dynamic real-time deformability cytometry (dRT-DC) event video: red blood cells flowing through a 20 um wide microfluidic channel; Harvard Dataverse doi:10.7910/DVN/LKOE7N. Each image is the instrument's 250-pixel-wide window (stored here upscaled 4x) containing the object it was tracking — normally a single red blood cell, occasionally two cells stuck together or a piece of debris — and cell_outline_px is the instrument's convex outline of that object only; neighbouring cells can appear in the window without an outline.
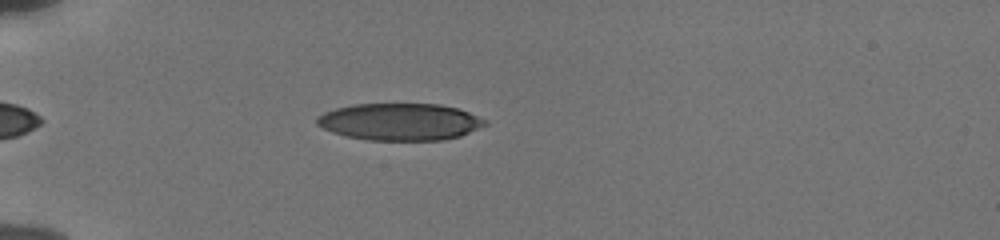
{"species": "human", "species_latin": "Homo sapiens", "temperature_condition": "cold", "stored_images_in_passage": 40, "camera_frame_rate_fps": 3000, "um_per_image_px": 0.085, "donor": {"sex": "male"}, "frame": {"image": 1, "passage_image": 7, "time_ms": 2.0, "image_size_px": [1000, 240], "cell_outline_px": [[488, 124], [460, 136], [440, 140], [368, 140], [344, 136], [332, 132], [316, 124], [316, 120], [324, 112], [336, 108], [352, 104], [440, 104], [456, 108], [468, 112], [488, 120]], "centroid_in_image_um": [34.0, 10.35], "position_along_channel_um": 51.0, "area_um2": 36.24}}
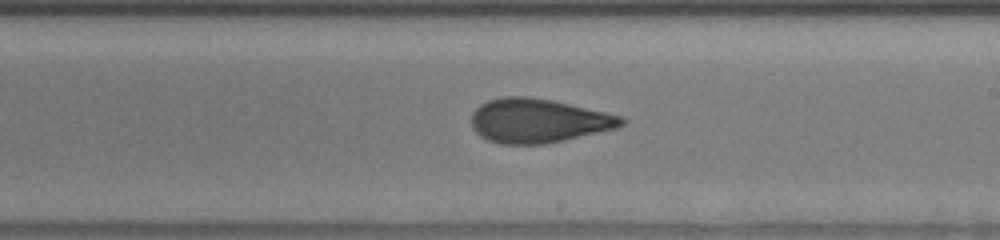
{"frame": {"image": 2, "passage_image": 24, "time_ms": 7.667, "image_size_px": [1000, 240], "cell_outline_px": [[628, 120], [624, 124], [616, 128], [564, 140], [544, 144], [500, 144], [488, 140], [480, 136], [472, 128], [472, 112], [480, 104], [488, 100], [500, 96], [528, 96], [552, 100], [624, 116]], "centroid_in_image_um": [45.75, 10.25], "position_along_channel_um": 243.3, "area_um2": 38.73}}
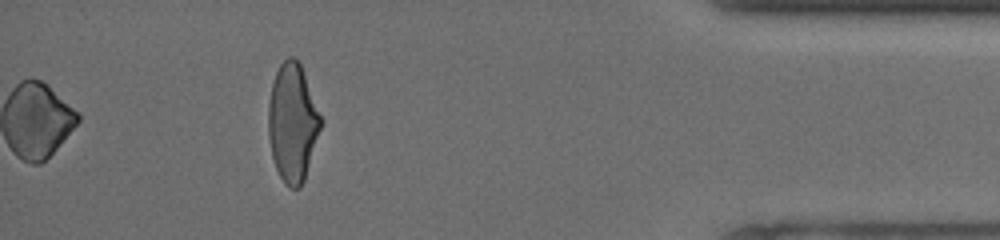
{"frame": {"image": 3, "passage_image": 40, "time_ms": 13.0, "image_size_px": [1000, 240], "cell_outline_px": [[324, 120], [304, 180], [300, 188], [292, 188], [284, 184], [276, 168], [272, 156], [268, 136], [268, 104], [272, 84], [276, 72], [280, 64], [288, 56], [292, 56], [300, 64]], "centroid_in_image_um": [24.88, 10.43], "position_along_channel_um": 410.3, "area_um2": 36.24}, "authors_computed_cell_mechanics": {"area_um2": 37.6278, "velocity_mm_per_s": 3.8582, "shape_relaxation_time_tau1_ms": 6.4268, "shape_relaxation_time_tau2_ms": 1.6443, "deformation_change_tau1": 0.1905, "deformation_change_tau2": 0.0965}}